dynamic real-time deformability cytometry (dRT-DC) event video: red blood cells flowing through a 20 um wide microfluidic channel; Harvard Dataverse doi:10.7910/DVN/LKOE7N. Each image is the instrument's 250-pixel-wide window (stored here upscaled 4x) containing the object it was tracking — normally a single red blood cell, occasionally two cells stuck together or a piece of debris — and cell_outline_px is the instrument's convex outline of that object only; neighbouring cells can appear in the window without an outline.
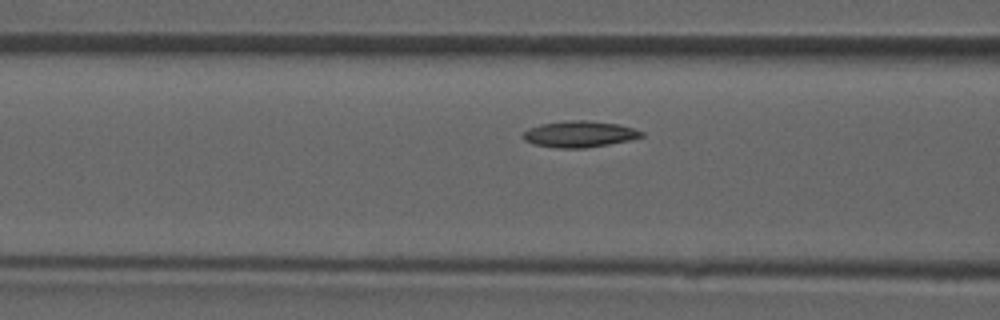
{"species": "common noctule bat (a hibernating species)", "species_latin": "Nyctalus noctula", "temperature_condition": "room temperature", "stored_images_in_passage": 38, "camera_frame_rate_fps": 3000, "um_per_image_px": 0.085, "animal": {"sex": "male", "forearm_length_mm": 52.5}, "frame": {"image": 1, "passage_image": 17, "time_ms": 5.333, "image_size_px": [1000, 320], "cell_outline_px": [[644, 136], [628, 140], [608, 144], [584, 148], [556, 148], [532, 144], [524, 140], [520, 136], [528, 128], [540, 124], [568, 120], [588, 120], [616, 124], [632, 128], [644, 132]], "centroid_in_image_um": [49.19, 11.4], "position_along_channel_um": 117.4, "area_um2": 18.15}}